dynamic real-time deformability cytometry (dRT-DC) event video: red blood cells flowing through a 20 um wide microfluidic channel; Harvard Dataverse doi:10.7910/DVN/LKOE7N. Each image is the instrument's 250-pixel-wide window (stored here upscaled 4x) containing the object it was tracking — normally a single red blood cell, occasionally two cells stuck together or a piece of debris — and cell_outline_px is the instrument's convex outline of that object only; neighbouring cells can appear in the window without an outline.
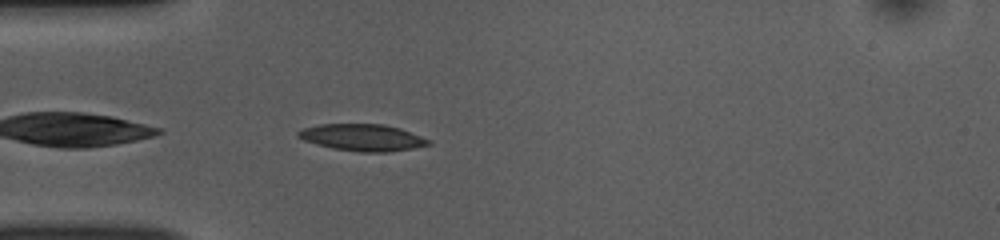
{"species": "common noctule bat (a hibernating species)", "species_latin": "Nyctalus noctula", "temperature_condition": "room temperature", "stored_images_in_passage": 40, "camera_frame_rate_fps": 3000, "um_per_image_px": 0.085, "animal": {"sex": "female", "body_mass_g": 10.0, "forearm_length_mm": 53.1}, "frame": {"image": 1, "passage_image": 3, "time_ms": 0.667, "image_size_px": [1000, 240], "cell_outline_px": [[432, 144], [412, 148], [388, 152], [360, 152], [332, 148], [316, 144], [304, 140], [296, 136], [296, 132], [304, 128], [320, 124], [384, 124], [400, 128], [432, 140]], "centroid_in_image_um": [30.82, 11.68], "position_along_channel_um": 54.2, "area_um2": 20.4}}
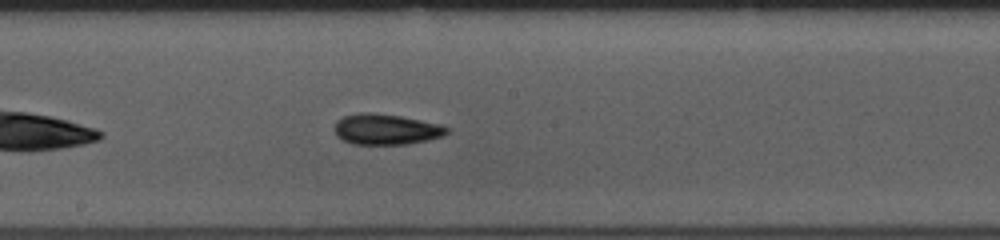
{"frame": {"image": 2, "passage_image": 16, "time_ms": 5.0, "image_size_px": [1000, 240], "cell_outline_px": [[448, 132], [444, 136], [428, 140], [408, 144], [352, 144], [336, 136], [336, 120], [344, 116], [360, 112], [368, 112], [400, 116], [440, 124], [448, 128]], "centroid_in_image_um": [32.82, 10.99], "position_along_channel_um": 215.4, "area_um2": 20.0}}
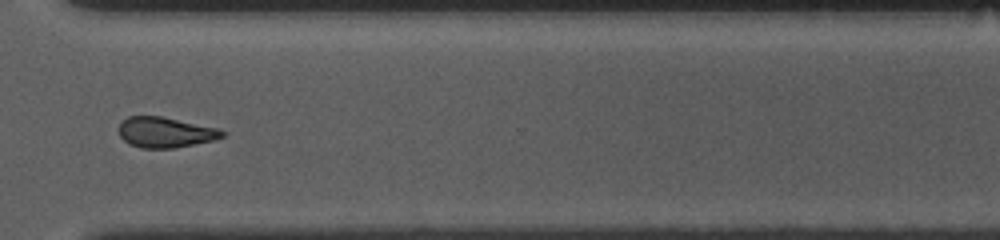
{"frame": {"image": 3, "passage_image": 27, "time_ms": 8.667, "image_size_px": [1000, 240], "cell_outline_px": [[224, 136], [212, 140], [176, 148], [140, 148], [128, 144], [120, 136], [120, 124], [128, 116], [160, 116], [220, 128], [224, 132]], "centroid_in_image_um": [14.05, 11.25], "position_along_channel_um": 356.5, "area_um2": 18.26}, "authors_computed_cell_mechanics": {"area_um2": 18.8717, "velocity_mm_per_s": 3.8596, "shape_relaxation_time_tau1_ms": 3.8796, "shape_relaxation_time_tau2_ms": 5.1989, "deformation_change_tau1": 0.1235, "deformation_change_tau2": 0.1328}}